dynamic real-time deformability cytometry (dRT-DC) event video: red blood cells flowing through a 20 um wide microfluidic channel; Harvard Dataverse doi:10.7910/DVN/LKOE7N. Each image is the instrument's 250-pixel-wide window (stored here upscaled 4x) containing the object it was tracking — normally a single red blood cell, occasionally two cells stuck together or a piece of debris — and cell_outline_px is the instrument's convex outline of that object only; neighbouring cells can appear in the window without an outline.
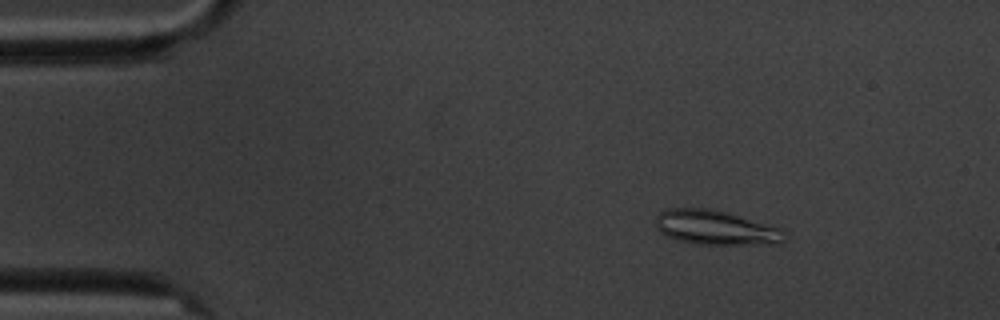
{"species": "common noctule bat (a hibernating species)", "species_latin": "Nyctalus noctula", "temperature_condition": "cold", "stored_images_in_passage": 12, "camera_frame_rate_fps": 3000, "um_per_image_px": 0.085, "animal": {"sex": "male", "body_mass_g": 20.1, "forearm_length_mm": 53.5}, "frame": {"image": 1, "passage_image": 3, "time_ms": 2.333, "image_size_px": [1000, 320], "cell_outline_px": [[784, 240], [780, 244], [696, 244], [676, 240], [660, 232], [656, 228], [656, 216], [660, 212], [668, 208], [708, 208], [724, 212], [784, 228]], "centroid_in_image_um": [60.83, 19.35], "position_along_channel_um": 24.2, "area_um2": 25.89}}
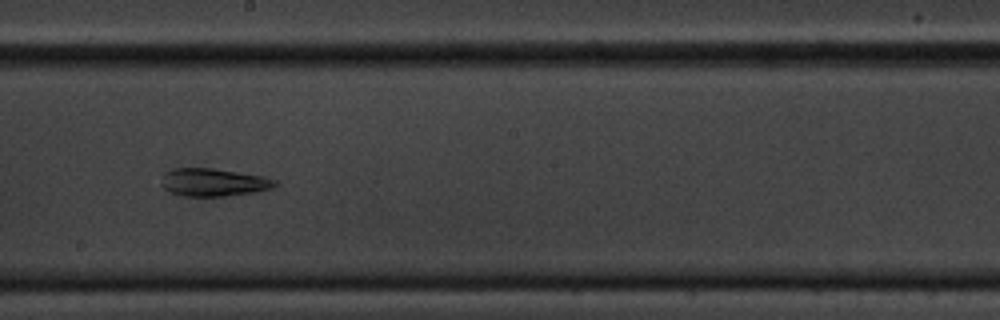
{"frame": {"image": 2, "passage_image": 9, "time_ms": 10.333, "image_size_px": [1000, 320], "cell_outline_px": [[280, 184], [272, 188], [252, 192], [224, 196], [184, 196], [172, 192], [164, 188], [164, 172], [172, 168], [208, 168], [264, 176], [276, 180]], "centroid_in_image_um": [18.19, 15.49], "position_along_channel_um": 230.0, "area_um2": 18.09}}
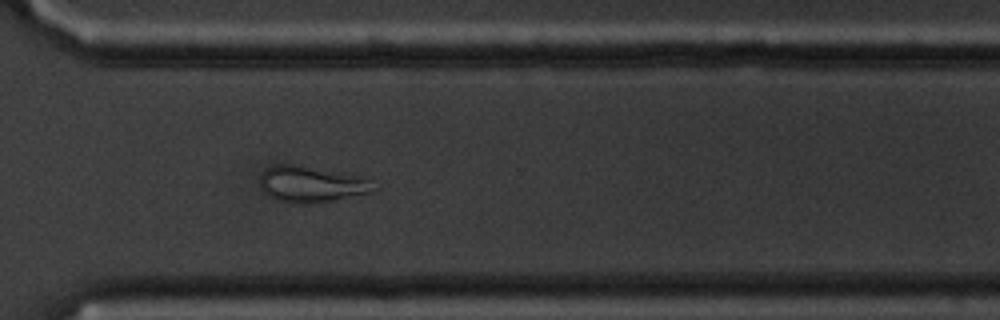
{"frame": {"image": 3, "passage_image": 12, "time_ms": 13.667, "image_size_px": [1000, 320], "cell_outline_px": [[380, 188], [376, 192], [332, 200], [308, 204], [296, 204], [280, 200], [268, 196], [264, 192], [260, 184], [260, 176], [272, 164], [296, 164], [360, 176], [368, 180]], "centroid_in_image_um": [26.5, 15.66], "position_along_channel_um": 344.1, "area_um2": 24.04}}